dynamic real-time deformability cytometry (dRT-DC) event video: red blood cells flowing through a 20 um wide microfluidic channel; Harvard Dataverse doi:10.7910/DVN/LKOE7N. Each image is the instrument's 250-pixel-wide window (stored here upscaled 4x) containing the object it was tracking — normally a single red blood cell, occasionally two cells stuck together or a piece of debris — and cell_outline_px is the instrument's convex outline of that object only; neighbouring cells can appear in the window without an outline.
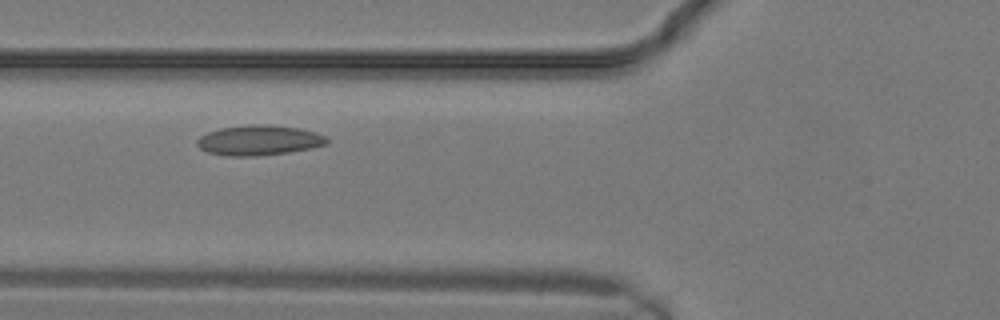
{"species": "common noctule bat (a hibernating species)", "species_latin": "Nyctalus noctula", "temperature_condition": "warm", "stored_images_in_passage": 6, "camera_frame_rate_fps": 3000, "um_per_image_px": 0.085, "animal": {"sex": "male", "body_mass_g": 19.2, "forearm_length_mm": 51.8}, "frame": {"image": 1, "passage_image": 3, "time_ms": 0.667, "image_size_px": [1000, 320], "cell_outline_px": [[328, 144], [312, 148], [288, 152], [256, 156], [228, 156], [208, 152], [200, 148], [196, 144], [196, 140], [200, 136], [208, 132], [220, 128], [248, 124], [260, 124], [300, 128], [316, 132], [328, 136]], "centroid_in_image_um": [22.03, 11.92], "position_along_channel_um": 103.8, "area_um2": 22.89}}
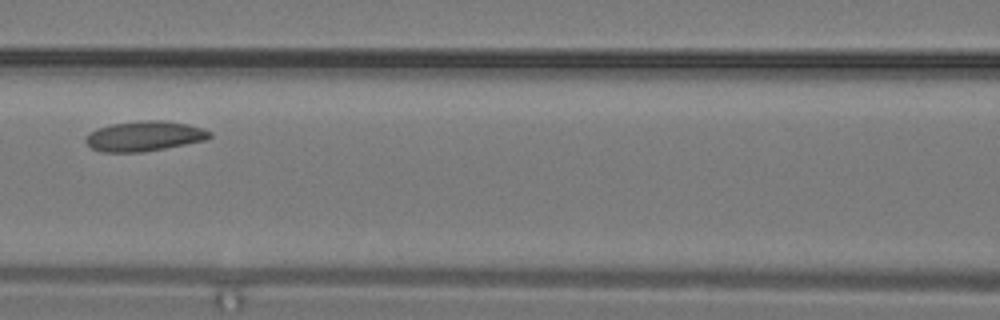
{"frame": {"image": 2, "passage_image": 5, "time_ms": 1.333, "image_size_px": [1000, 320], "cell_outline_px": [[212, 136], [204, 140], [164, 148], [140, 152], [100, 152], [92, 148], [84, 140], [88, 132], [96, 128], [112, 124], [140, 120], [164, 120], [188, 124], [204, 128], [212, 132]], "centroid_in_image_um": [12.25, 11.56], "position_along_channel_um": 154.4, "area_um2": 21.79}}